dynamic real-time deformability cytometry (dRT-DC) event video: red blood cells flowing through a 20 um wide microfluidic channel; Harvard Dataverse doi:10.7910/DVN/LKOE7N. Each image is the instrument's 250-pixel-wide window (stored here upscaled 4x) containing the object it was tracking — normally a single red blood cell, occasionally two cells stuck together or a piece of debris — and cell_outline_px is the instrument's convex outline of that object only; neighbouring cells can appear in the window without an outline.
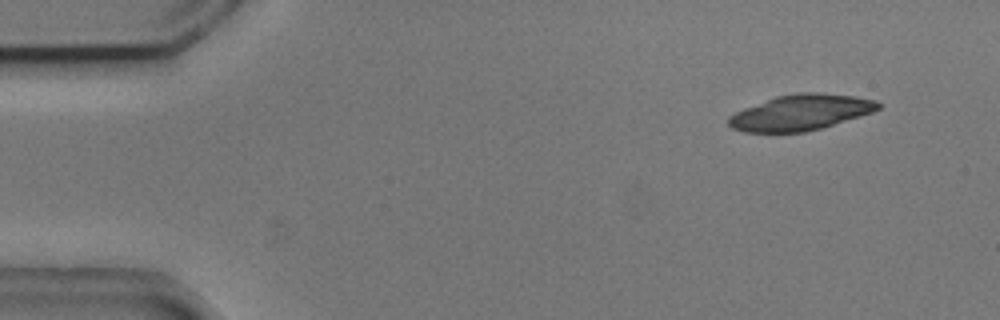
{"species": "common noctule bat (a hibernating species)", "species_latin": "Nyctalus noctula", "temperature_condition": "cold", "stored_images_in_passage": 4, "camera_frame_rate_fps": 3000, "um_per_image_px": 0.085, "animal": {"sex": "male", "body_mass_g": 20.5, "forearm_length_mm": 52.5}, "frame": {"image": 1, "passage_image": 1, "time_ms": 0.0, "image_size_px": [1000, 320], "cell_outline_px": [[884, 104], [880, 108], [872, 112], [860, 116], [820, 128], [804, 132], [744, 132], [732, 128], [728, 124], [728, 116], [744, 108], [776, 96], [796, 92], [816, 92], [856, 96], [876, 100]], "centroid_in_image_um": [68.07, 9.55], "position_along_channel_um": 16.9, "area_um2": 31.1}}